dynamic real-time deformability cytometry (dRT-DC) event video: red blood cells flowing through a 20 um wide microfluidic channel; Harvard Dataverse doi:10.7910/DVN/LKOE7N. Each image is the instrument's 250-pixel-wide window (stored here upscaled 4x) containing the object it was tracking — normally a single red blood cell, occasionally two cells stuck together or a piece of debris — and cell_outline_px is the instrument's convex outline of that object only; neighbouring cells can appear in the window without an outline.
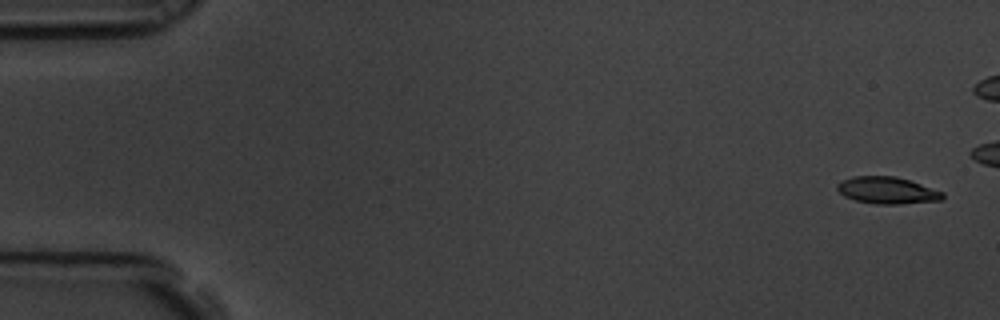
{"species": "common noctule bat (a hibernating species)", "species_latin": "Nyctalus noctula", "temperature_condition": "room temperature", "stored_images_in_passage": 8, "camera_frame_rate_fps": 3000, "um_per_image_px": 0.085, "animal": {"sex": "male", "body_mass_g": 19.5, "forearm_length_mm": 54.6}, "frame": {"image": 1, "passage_image": 1, "time_ms": 0.0, "image_size_px": [1000, 320], "cell_outline_px": [[944, 200], [900, 204], [876, 204], [856, 200], [844, 196], [836, 188], [836, 184], [852, 176], [896, 176], [944, 192]], "centroid_in_image_um": [75.42, 16.18], "position_along_channel_um": 9.6, "area_um2": 16.47}}
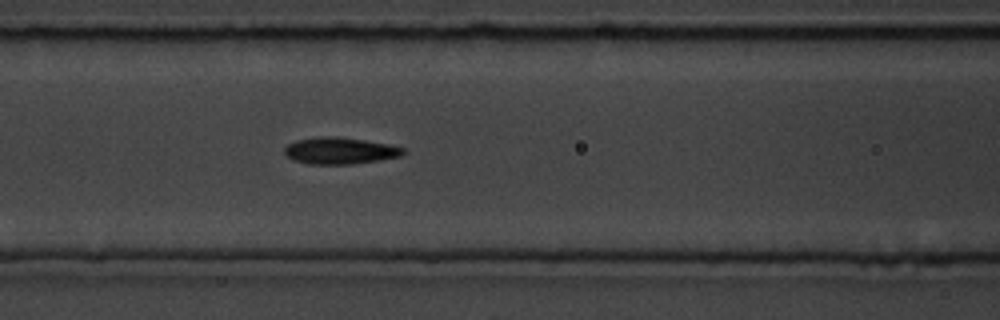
{"frame": {"image": 2, "passage_image": 7, "time_ms": 2.0, "image_size_px": [1000, 320], "cell_outline_px": [[408, 152], [400, 156], [380, 160], [352, 164], [308, 164], [292, 160], [284, 152], [284, 148], [288, 144], [296, 140], [320, 136], [336, 136], [364, 140], [388, 144], [404, 148]], "centroid_in_image_um": [28.9, 12.81], "position_along_channel_um": 137.7, "area_um2": 18.55}}